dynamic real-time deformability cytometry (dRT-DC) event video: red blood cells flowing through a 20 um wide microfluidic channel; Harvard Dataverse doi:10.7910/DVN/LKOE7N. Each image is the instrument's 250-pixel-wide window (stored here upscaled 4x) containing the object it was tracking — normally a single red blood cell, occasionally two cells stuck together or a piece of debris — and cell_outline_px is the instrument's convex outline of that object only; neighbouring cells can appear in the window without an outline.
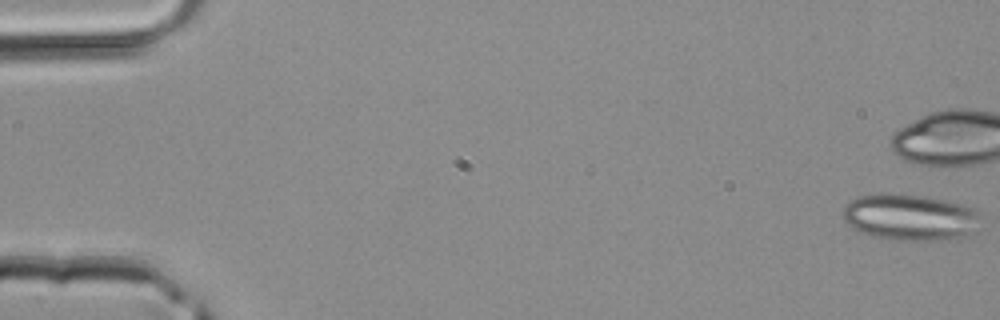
{"species": "common noctule bat (a hibernating species)", "species_latin": "Nyctalus noctula", "temperature_condition": "room temperature", "stored_images_in_passage": 42, "camera_frame_rate_fps": 3000, "um_per_image_px": 0.085, "animal": {"sex": "male", "body_mass_g": 20.4}, "frame": {"image": 1, "passage_image": 1, "time_ms": 0.0, "image_size_px": [1000, 320], "cell_outline_px": [[980, 212], [972, 232], [968, 236], [960, 240], [888, 240], [872, 236], [848, 224], [844, 220], [840, 212], [844, 204], [848, 200], [860, 196], [876, 192], [900, 192], [948, 200], [976, 208]], "centroid_in_image_um": [77.32, 18.44], "position_along_channel_um": 7.7, "area_um2": 38.21}}